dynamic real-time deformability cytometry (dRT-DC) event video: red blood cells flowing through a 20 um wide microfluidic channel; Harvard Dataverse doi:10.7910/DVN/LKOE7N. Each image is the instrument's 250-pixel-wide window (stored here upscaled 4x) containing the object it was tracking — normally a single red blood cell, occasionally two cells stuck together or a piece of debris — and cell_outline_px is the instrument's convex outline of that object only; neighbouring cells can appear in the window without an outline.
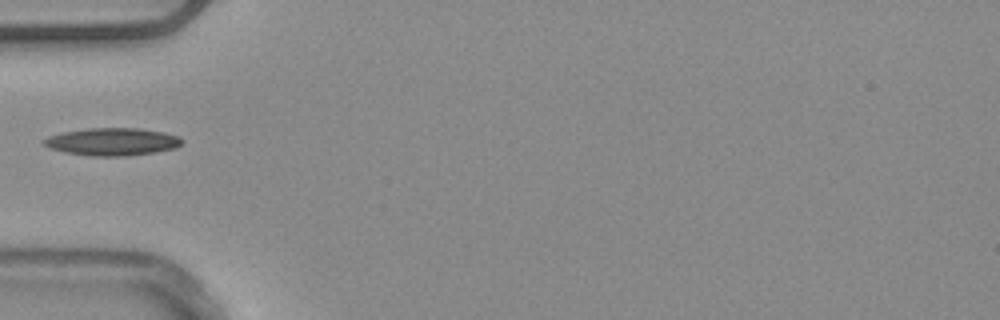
{"species": "common noctule bat (a hibernating species)", "species_latin": "Nyctalus noctula", "temperature_condition": "warm", "stored_images_in_passage": 10, "camera_frame_rate_fps": 3000, "um_per_image_px": 0.085, "animal": {"sex": "male", "body_mass_g": 20.4}, "frame": {"image": 1, "passage_image": 1, "time_ms": 0.0, "image_size_px": [1000, 320], "cell_outline_px": [[184, 140], [176, 148], [156, 152], [124, 156], [92, 156], [64, 152], [48, 148], [40, 140], [48, 136], [64, 132], [88, 128], [136, 128], [160, 132], [180, 136]], "centroid_in_image_um": [9.52, 12.05], "position_along_channel_um": 75.5, "area_um2": 22.2}}